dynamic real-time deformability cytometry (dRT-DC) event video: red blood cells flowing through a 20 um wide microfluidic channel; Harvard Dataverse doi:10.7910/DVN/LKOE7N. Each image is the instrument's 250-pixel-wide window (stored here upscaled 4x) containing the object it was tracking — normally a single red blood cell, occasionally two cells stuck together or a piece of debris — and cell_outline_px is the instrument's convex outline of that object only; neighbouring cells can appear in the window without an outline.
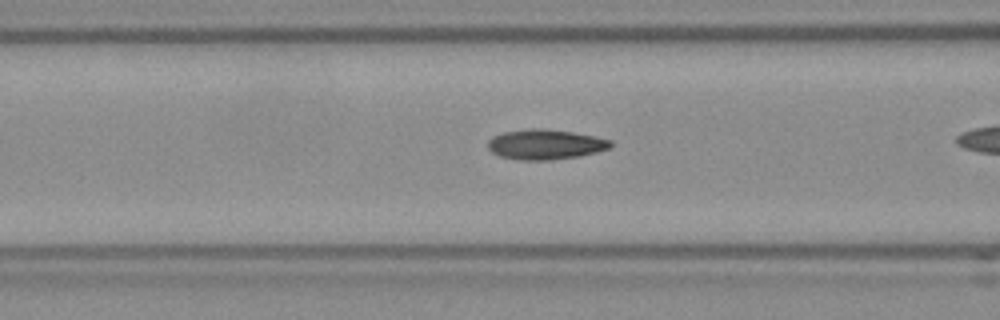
{"species": "Egyptian fruit bat (a non-hibernating species)", "species_latin": "Rousettus aegyptiacus", "temperature_condition": "room temperature", "stored_images_in_passage": 36, "camera_frame_rate_fps": 3000, "um_per_image_px": 0.085, "frame": {"image": 1, "passage_image": 16, "time_ms": 5.0, "image_size_px": [1000, 320], "cell_outline_px": [[612, 144], [608, 148], [596, 152], [580, 156], [548, 160], [524, 160], [500, 156], [492, 152], [488, 148], [488, 140], [492, 136], [504, 132], [532, 128], [540, 128], [572, 132], [612, 140]], "centroid_in_image_um": [46.33, 12.27], "position_along_channel_um": 120.3, "area_um2": 21.27}}